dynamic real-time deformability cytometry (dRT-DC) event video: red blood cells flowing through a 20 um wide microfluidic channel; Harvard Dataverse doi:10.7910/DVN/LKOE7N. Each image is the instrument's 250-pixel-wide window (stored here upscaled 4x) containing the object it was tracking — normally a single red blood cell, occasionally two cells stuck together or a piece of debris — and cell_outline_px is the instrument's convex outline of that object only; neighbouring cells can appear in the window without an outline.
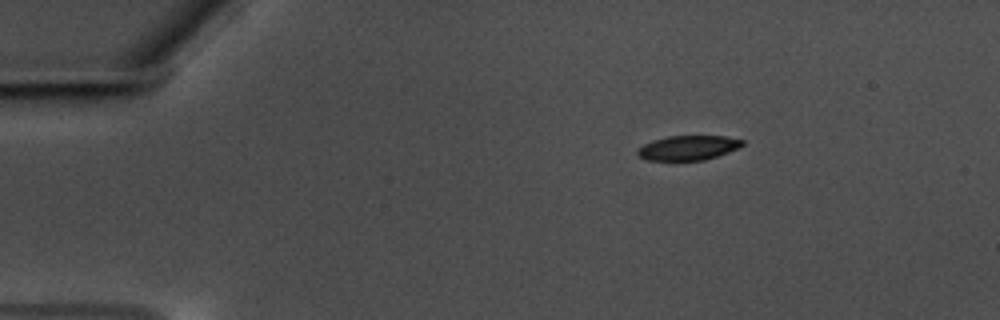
{"species": "common noctule bat (a hibernating species)", "species_latin": "Nyctalus noctula", "temperature_condition": "warm", "stored_images_in_passage": 49, "camera_frame_rate_fps": 3000, "um_per_image_px": 0.085, "animal": {"sex": "male", "body_mass_g": 17.5, "forearm_length_mm": 52.3}, "frame": {"image": 1, "passage_image": 1, "time_ms": 0.0, "image_size_px": [1000, 320], "cell_outline_px": [[744, 144], [728, 152], [704, 160], [648, 160], [640, 156], [636, 152], [636, 148], [652, 140], [668, 136], [724, 136], [744, 140]], "centroid_in_image_um": [58.46, 12.55], "position_along_channel_um": 26.5, "area_um2": 14.91}}
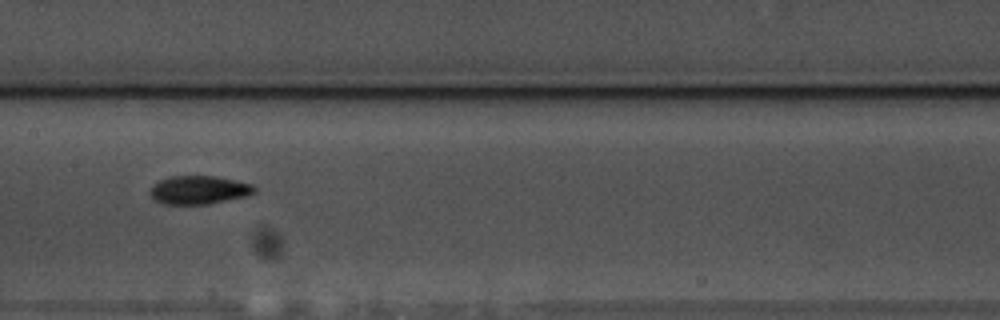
{"frame": {"image": 2, "passage_image": 21, "time_ms": 6.667, "image_size_px": [1000, 320], "cell_outline_px": [[256, 192], [248, 196], [208, 204], [164, 204], [152, 200], [148, 192], [152, 184], [168, 176], [216, 176], [236, 180], [252, 184], [256, 188]], "centroid_in_image_um": [16.88, 16.15], "position_along_channel_um": 190.5, "area_um2": 17.63}}
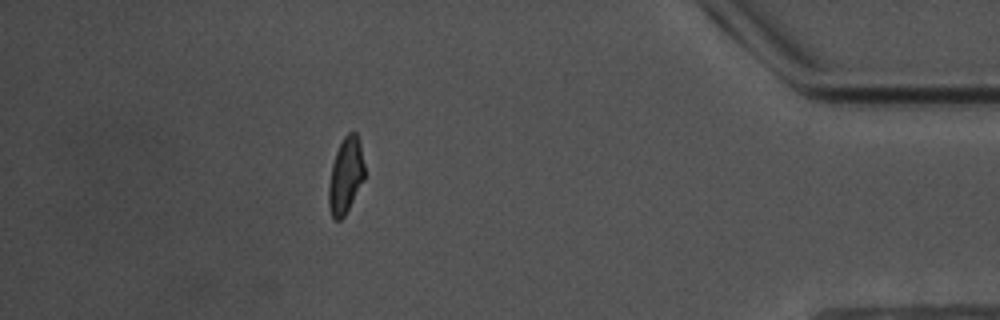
{"frame": {"image": 3, "passage_image": 43, "time_ms": 14.0, "image_size_px": [1000, 320], "cell_outline_px": [[364, 180], [344, 216], [340, 220], [336, 220], [332, 216], [328, 204], [328, 184], [332, 164], [336, 152], [344, 136], [348, 132], [356, 132], [360, 144], [364, 164]], "centroid_in_image_um": [29.37, 14.92], "position_along_channel_um": 405.8, "area_um2": 15.78}, "authors_computed_cell_mechanics": {"area_um2": 16.5308, "velocity_mm_per_s": 3.5419, "shape_relaxation_time_tau1_ms": 3.6922, "shape_relaxation_time_tau2_ms": 3.2525, "deformation_change_tau1": 0.1297, "deformation_change_tau2": 0.087}}